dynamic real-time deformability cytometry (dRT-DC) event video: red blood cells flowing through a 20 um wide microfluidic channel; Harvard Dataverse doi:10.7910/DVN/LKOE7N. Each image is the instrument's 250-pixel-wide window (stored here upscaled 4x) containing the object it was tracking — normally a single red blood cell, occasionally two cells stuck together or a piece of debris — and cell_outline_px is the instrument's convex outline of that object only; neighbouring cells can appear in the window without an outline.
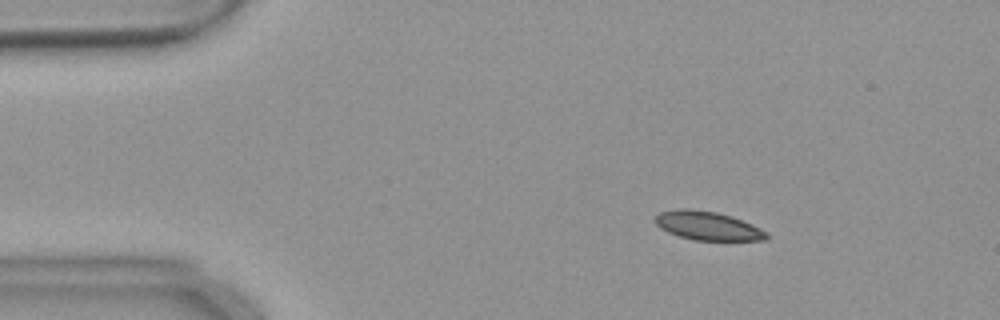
{"species": "common noctule bat (a hibernating species)", "species_latin": "Nyctalus noctula", "temperature_condition": "warm", "stored_images_in_passage": 56, "camera_frame_rate_fps": 3000, "um_per_image_px": 0.085, "animal": {"sex": "female", "body_mass_g": 18.4}, "frame": {"image": 1, "passage_image": 9, "time_ms": 2.667, "image_size_px": [1000, 320], "cell_outline_px": [[768, 236], [764, 240], [692, 240], [668, 232], [660, 228], [652, 220], [660, 212], [680, 208], [688, 208], [716, 212], [732, 216], [752, 224], [768, 232]], "centroid_in_image_um": [60.13, 19.18], "position_along_channel_um": 24.9, "area_um2": 18.67}}
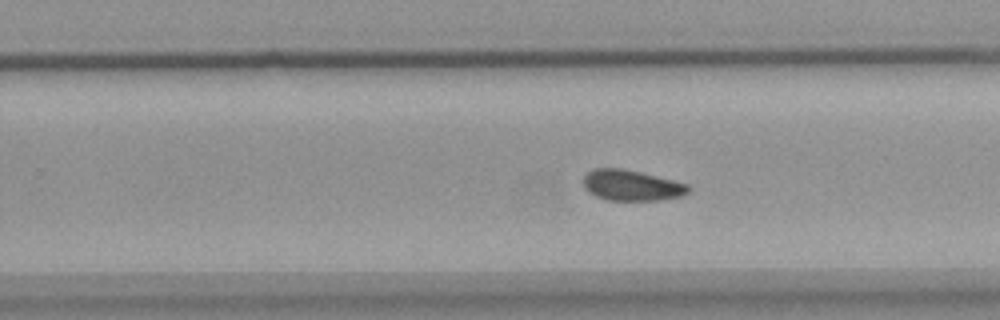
{"frame": {"image": 2, "passage_image": 35, "time_ms": 11.333, "image_size_px": [1000, 320], "cell_outline_px": [[688, 192], [680, 196], [660, 200], [608, 200], [596, 196], [588, 192], [584, 188], [584, 176], [592, 168], [620, 168], [640, 172], [688, 184]], "centroid_in_image_um": [53.64, 15.75], "position_along_channel_um": 276.2, "area_um2": 18.61}}
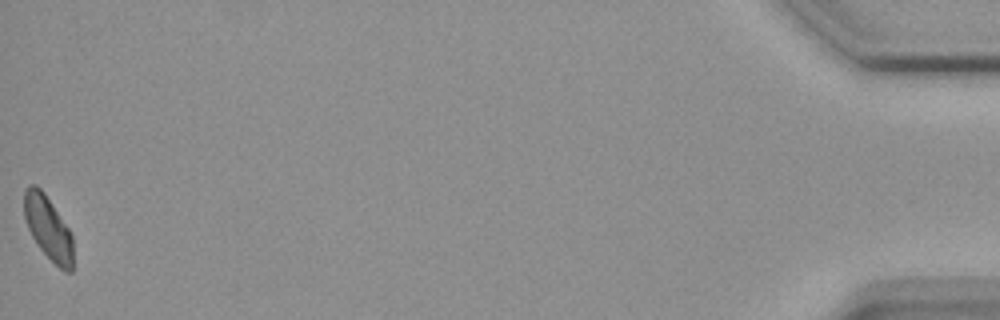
{"frame": {"image": 3, "passage_image": 56, "time_ms": 18.333, "image_size_px": [1000, 320], "cell_outline_px": [[72, 272], [64, 272], [40, 248], [32, 236], [28, 228], [24, 216], [24, 192], [28, 184], [36, 184], [44, 192], [68, 228], [72, 236]], "centroid_in_image_um": [4.08, 19.34], "position_along_channel_um": 431.1, "area_um2": 17.86}, "authors_computed_cell_mechanics": {"area_um2": 18.8717, "velocity_mm_per_s": 3.6494, "shape_relaxation_time_tau1_ms": null, "shape_relaxation_time_tau2_ms": 3.8288, "deformation_change_tau1": null, "deformation_change_tau2": 0.0743}}